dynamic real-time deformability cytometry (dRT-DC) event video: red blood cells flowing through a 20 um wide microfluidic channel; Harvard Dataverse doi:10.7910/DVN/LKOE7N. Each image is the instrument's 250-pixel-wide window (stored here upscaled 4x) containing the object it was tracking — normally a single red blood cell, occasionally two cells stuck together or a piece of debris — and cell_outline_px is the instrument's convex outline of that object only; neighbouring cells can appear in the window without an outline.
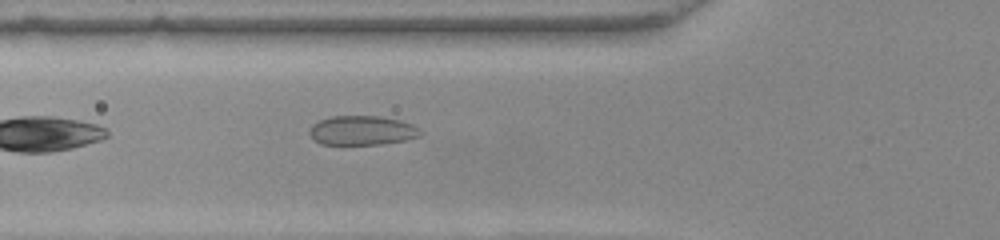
{"species": "common noctule bat (a hibernating species)", "species_latin": "Nyctalus noctula", "temperature_condition": "warm", "stored_images_in_passage": 33, "camera_frame_rate_fps": 3000, "um_per_image_px": 0.085, "animal": {"sex": "female", "body_mass_g": 22.0, "forearm_length_mm": 56.7}, "frame": {"image": 1, "passage_image": 4, "time_ms": 1.0, "image_size_px": [1000, 240], "cell_outline_px": [[420, 136], [404, 140], [380, 144], [320, 144], [312, 140], [308, 132], [312, 124], [320, 120], [332, 116], [380, 116], [400, 120], [412, 124], [420, 132]], "centroid_in_image_um": [30.71, 11.08], "position_along_channel_um": 95.1, "area_um2": 18.9}}
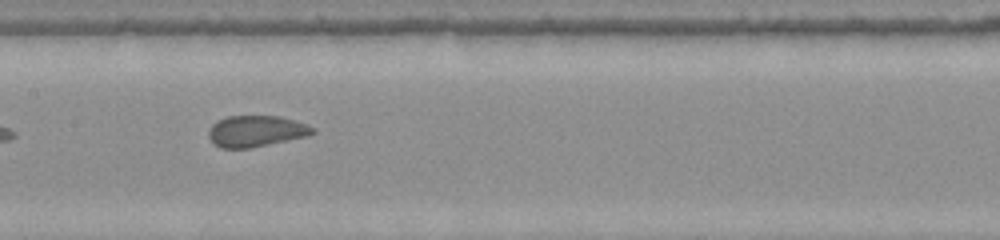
{"frame": {"image": 2, "passage_image": 11, "time_ms": 3.333, "image_size_px": [1000, 240], "cell_outline_px": [[316, 132], [308, 136], [248, 148], [220, 148], [212, 144], [208, 136], [208, 132], [212, 124], [228, 116], [280, 116], [308, 124]], "centroid_in_image_um": [21.75, 11.15], "position_along_channel_um": 185.7, "area_um2": 18.9}}
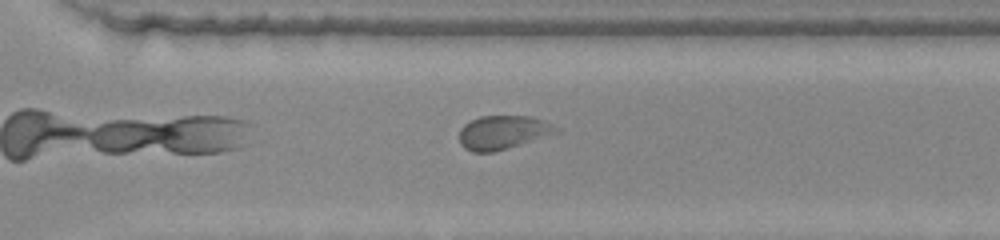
{"frame": {"image": 3, "passage_image": 22, "time_ms": 7.0, "image_size_px": [1000, 240], "cell_outline_px": [[560, 132], [520, 144], [492, 152], [472, 152], [464, 148], [460, 144], [460, 128], [464, 124], [480, 116], [532, 116], [544, 120], [560, 128]], "centroid_in_image_um": [42.76, 11.24], "position_along_channel_um": 327.8, "area_um2": 19.02}}